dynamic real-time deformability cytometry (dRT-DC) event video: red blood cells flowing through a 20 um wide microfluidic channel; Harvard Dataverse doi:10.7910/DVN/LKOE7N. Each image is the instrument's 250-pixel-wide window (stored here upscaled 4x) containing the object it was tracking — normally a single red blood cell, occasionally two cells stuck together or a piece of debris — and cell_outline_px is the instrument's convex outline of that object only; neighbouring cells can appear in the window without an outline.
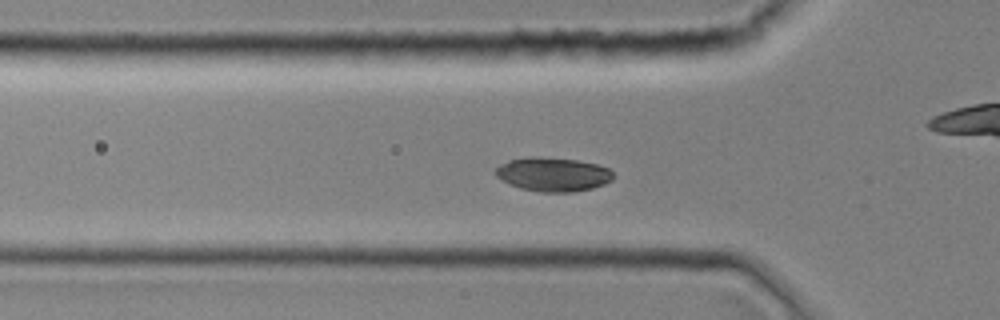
{"species": "common noctule bat (a hibernating species)", "species_latin": "Nyctalus noctula", "temperature_condition": "room temperature", "stored_images_in_passage": 34, "camera_frame_rate_fps": 3000, "um_per_image_px": 0.085, "animal": {"sex": "female", "body_mass_g": 19.0, "forearm_length_mm": 51.5}, "frame": {"image": 1, "passage_image": 8, "time_ms": 2.333, "image_size_px": [1000, 320], "cell_outline_px": [[612, 180], [604, 184], [592, 188], [572, 192], [540, 192], [520, 188], [496, 176], [492, 172], [500, 164], [508, 160], [528, 156], [540, 156], [576, 160], [596, 164], [608, 168], [612, 172]], "centroid_in_image_um": [46.97, 14.81], "position_along_channel_um": 78.8, "area_um2": 23.29}}
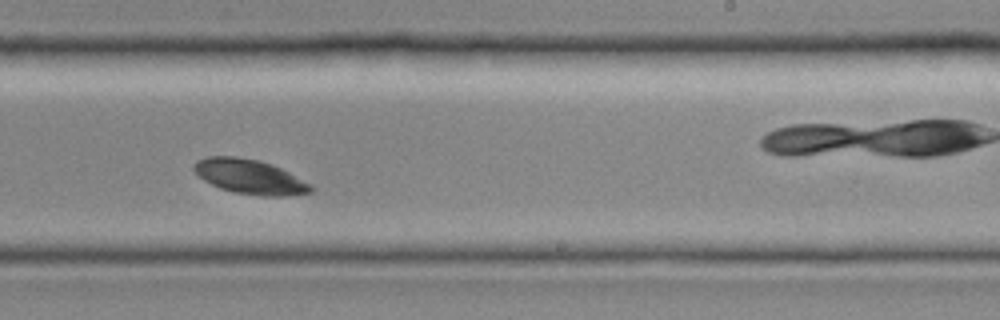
{"frame": {"image": 2, "passage_image": 20, "time_ms": 6.333, "image_size_px": [1000, 320], "cell_outline_px": [[316, 188], [312, 192], [284, 196], [260, 196], [236, 192], [220, 188], [204, 180], [192, 168], [196, 160], [208, 156], [236, 156], [256, 160], [272, 164], [312, 184]], "centroid_in_image_um": [21.25, 15.02], "position_along_channel_um": 267.7, "area_um2": 23.47}}
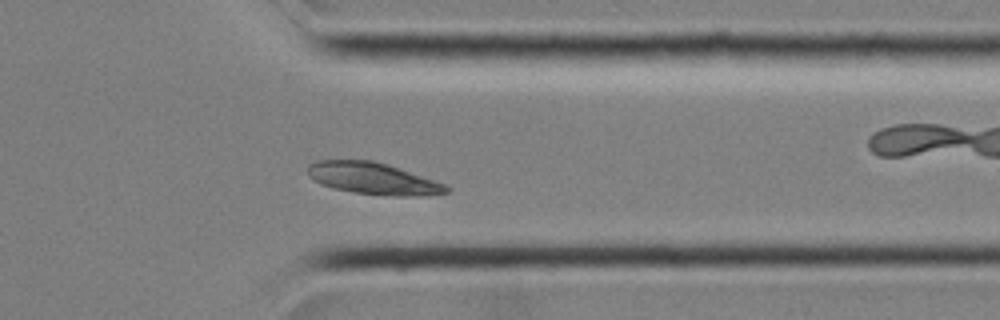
{"frame": {"image": 3, "passage_image": 27, "time_ms": 8.667, "image_size_px": [1000, 320], "cell_outline_px": [[452, 188], [448, 192], [424, 196], [396, 196], [356, 192], [332, 188], [320, 184], [312, 180], [308, 176], [308, 164], [316, 160], [372, 160], [388, 164], [448, 184]], "centroid_in_image_um": [31.74, 15.17], "position_along_channel_um": 379.7, "area_um2": 25.95}}